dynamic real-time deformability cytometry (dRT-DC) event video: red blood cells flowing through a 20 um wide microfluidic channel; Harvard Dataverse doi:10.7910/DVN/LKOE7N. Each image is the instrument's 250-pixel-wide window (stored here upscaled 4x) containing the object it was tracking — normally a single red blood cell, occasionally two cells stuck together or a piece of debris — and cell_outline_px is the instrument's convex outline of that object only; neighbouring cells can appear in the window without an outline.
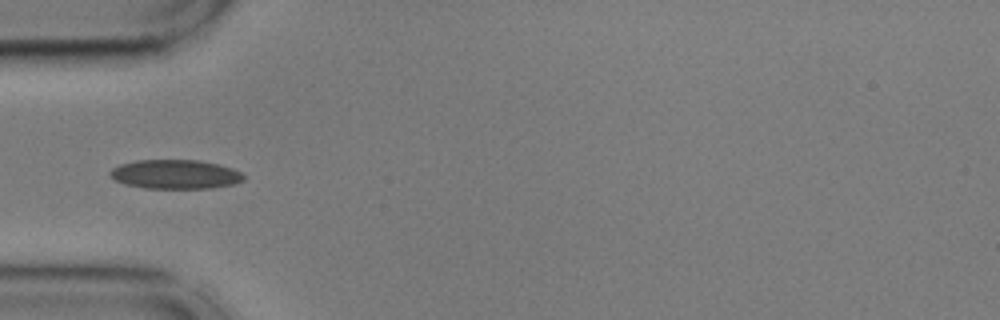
{"species": "common noctule bat (a hibernating species)", "species_latin": "Nyctalus noctula", "temperature_condition": "cold", "stored_images_in_passage": 39, "camera_frame_rate_fps": 3000, "um_per_image_px": 0.085, "animal": {"sex": "male", "body_mass_g": 17.9, "forearm_length_mm": 54.2}, "frame": {"image": 1, "passage_image": 1, "time_ms": 0.0, "image_size_px": [1000, 320], "cell_outline_px": [[244, 180], [232, 184], [212, 188], [144, 188], [128, 184], [116, 180], [108, 176], [108, 172], [112, 168], [120, 164], [136, 160], [196, 160], [216, 164], [232, 168], [240, 172], [244, 176]], "centroid_in_image_um": [14.87, 14.81], "position_along_channel_um": 70.1, "area_um2": 22.54}}
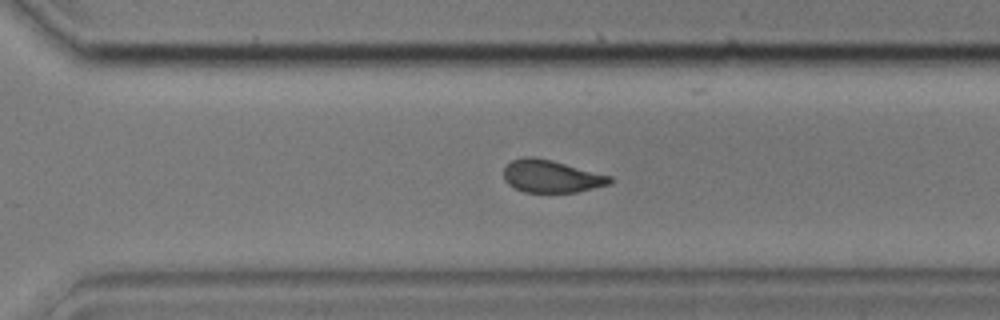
{"frame": {"image": 2, "passage_image": 22, "time_ms": 7.0, "image_size_px": [1000, 320], "cell_outline_px": [[612, 180], [608, 184], [576, 192], [524, 192], [508, 184], [504, 180], [504, 168], [512, 160], [524, 156], [532, 156], [552, 160], [612, 176]], "centroid_in_image_um": [46.83, 14.97], "position_along_channel_um": 323.8, "area_um2": 20.0}}
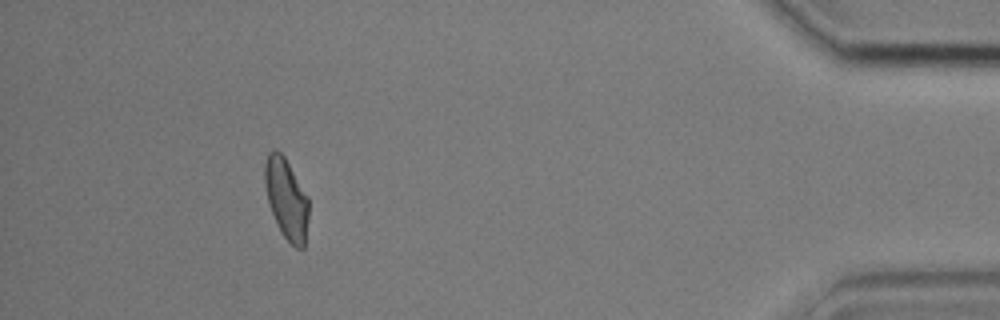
{"frame": {"image": 3, "passage_image": 34, "time_ms": 11.0, "image_size_px": [1000, 320], "cell_outline_px": [[308, 216], [304, 248], [296, 248], [284, 236], [268, 204], [264, 184], [264, 164], [268, 152], [272, 148], [276, 148], [284, 156], [308, 196]], "centroid_in_image_um": [24.32, 16.83], "position_along_channel_um": 410.9, "area_um2": 20.58}, "authors_computed_cell_mechanics": {"area_um2": 21.097, "velocity_mm_per_s": 3.6238, "shape_relaxation_time_tau1_ms": 4.1355, "shape_relaxation_time_tau2_ms": 2.7643, "deformation_change_tau1": 0.1194, "deformation_change_tau2": 0.062}}